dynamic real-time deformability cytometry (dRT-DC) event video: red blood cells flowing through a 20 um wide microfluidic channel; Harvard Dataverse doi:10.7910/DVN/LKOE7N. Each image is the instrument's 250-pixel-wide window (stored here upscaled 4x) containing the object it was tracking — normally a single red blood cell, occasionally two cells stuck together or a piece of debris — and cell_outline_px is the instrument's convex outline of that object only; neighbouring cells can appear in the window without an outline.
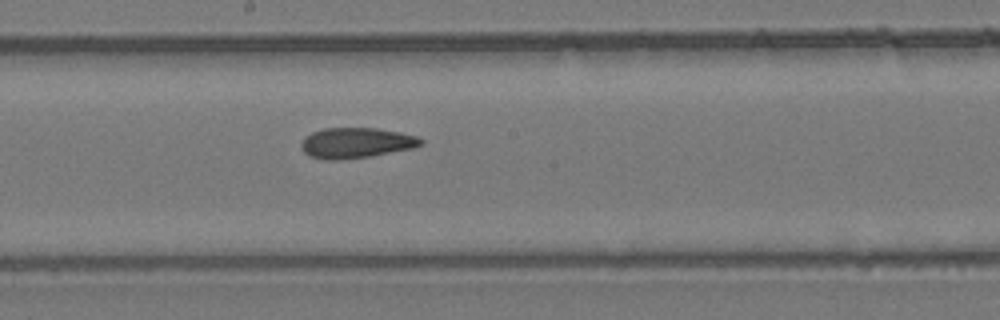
{"species": "common noctule bat (a hibernating species)", "species_latin": "Nyctalus noctula", "temperature_condition": "room temperature", "stored_images_in_passage": 8, "segment_of_instrument_passage": [1, 2], "camera_frame_rate_fps": 3000, "um_per_image_px": 0.085, "animal": {"sex": "female", "body_mass_g": 24.6, "forearm_length_mm": 56.2}, "frame": {"image": 1, "passage_image": 7, "time_ms": 8.0, "image_size_px": [1000, 320], "cell_outline_px": [[424, 144], [412, 148], [372, 156], [340, 160], [324, 160], [308, 156], [300, 148], [300, 144], [304, 136], [312, 132], [324, 128], [376, 128], [400, 132], [416, 136], [424, 140]], "centroid_in_image_um": [30.23, 12.15], "position_along_channel_um": 218.0, "area_um2": 21.5}}